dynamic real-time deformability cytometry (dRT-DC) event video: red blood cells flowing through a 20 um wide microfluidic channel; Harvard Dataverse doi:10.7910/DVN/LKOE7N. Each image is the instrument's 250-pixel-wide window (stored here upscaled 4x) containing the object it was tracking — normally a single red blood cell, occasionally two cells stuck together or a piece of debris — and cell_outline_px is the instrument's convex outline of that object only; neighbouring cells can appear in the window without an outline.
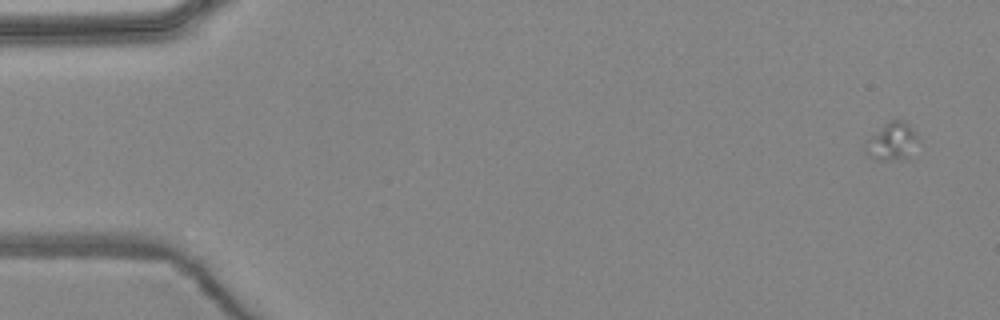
{"species": "common noctule bat (a hibernating species)", "species_latin": "Nyctalus noctula", "temperature_condition": "warm", "stored_images_in_passage": 4, "camera_frame_rate_fps": 3000, "um_per_image_px": 0.085, "animal": {"sex": "female", "body_mass_g": 24.6, "forearm_length_mm": 56.2}, "frame": {"image": 1, "passage_image": 1, "time_ms": 0.0, "image_size_px": [1000, 320], "cell_outline_px": [[920, 136], [908, 160], [876, 160], [868, 156], [864, 152], [864, 144], [884, 124], [892, 120], [904, 120]], "centroid_in_image_um": [75.84, 12.06], "position_along_channel_um": 9.2, "area_um2": 11.79}}